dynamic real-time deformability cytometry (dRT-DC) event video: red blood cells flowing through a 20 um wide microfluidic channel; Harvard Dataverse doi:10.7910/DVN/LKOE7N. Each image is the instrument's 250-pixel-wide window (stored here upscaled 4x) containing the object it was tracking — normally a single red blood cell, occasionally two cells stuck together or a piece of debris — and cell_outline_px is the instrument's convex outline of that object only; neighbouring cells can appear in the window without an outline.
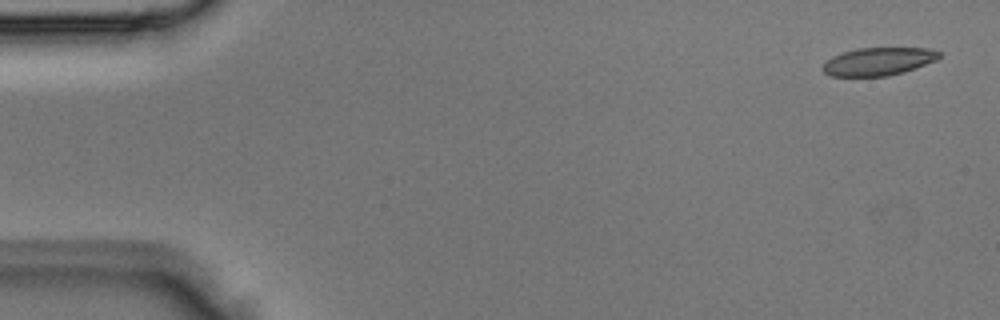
{"species": "Egyptian fruit bat (a non-hibernating species)", "species_latin": "Rousettus aegyptiacus", "temperature_condition": "room temperature", "stored_images_in_passage": 4, "camera_frame_rate_fps": 3000, "um_per_image_px": 0.085, "animal": {"sex": "male"}, "frame": {"image": 1, "passage_image": 4, "time_ms": 1.0, "image_size_px": [1000, 320], "cell_outline_px": [[940, 56], [936, 60], [916, 68], [904, 72], [888, 76], [832, 76], [824, 72], [824, 64], [832, 56], [840, 52], [856, 48], [928, 48], [940, 52]], "centroid_in_image_um": [74.67, 5.22], "position_along_channel_um": 10.3, "area_um2": 18.9}}